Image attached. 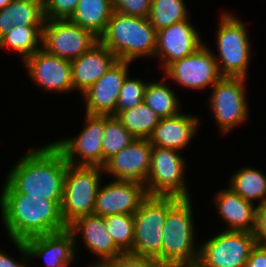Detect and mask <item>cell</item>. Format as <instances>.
<instances>
[{
    "label": "cell",
    "instance_id": "cell-1",
    "mask_svg": "<svg viewBox=\"0 0 266 267\" xmlns=\"http://www.w3.org/2000/svg\"><path fill=\"white\" fill-rule=\"evenodd\" d=\"M67 166L52 143L32 148L9 170L1 193L42 197L61 206Z\"/></svg>",
    "mask_w": 266,
    "mask_h": 267
},
{
    "label": "cell",
    "instance_id": "cell-2",
    "mask_svg": "<svg viewBox=\"0 0 266 267\" xmlns=\"http://www.w3.org/2000/svg\"><path fill=\"white\" fill-rule=\"evenodd\" d=\"M2 224L9 239L25 241L67 229L60 206L52 200L21 193L0 194Z\"/></svg>",
    "mask_w": 266,
    "mask_h": 267
},
{
    "label": "cell",
    "instance_id": "cell-3",
    "mask_svg": "<svg viewBox=\"0 0 266 267\" xmlns=\"http://www.w3.org/2000/svg\"><path fill=\"white\" fill-rule=\"evenodd\" d=\"M191 198L168 196V212L163 227L161 265L195 264L199 260Z\"/></svg>",
    "mask_w": 266,
    "mask_h": 267
},
{
    "label": "cell",
    "instance_id": "cell-4",
    "mask_svg": "<svg viewBox=\"0 0 266 267\" xmlns=\"http://www.w3.org/2000/svg\"><path fill=\"white\" fill-rule=\"evenodd\" d=\"M157 31L148 18L127 16L113 11L99 42L120 61L133 62L146 56L154 57Z\"/></svg>",
    "mask_w": 266,
    "mask_h": 267
},
{
    "label": "cell",
    "instance_id": "cell-5",
    "mask_svg": "<svg viewBox=\"0 0 266 267\" xmlns=\"http://www.w3.org/2000/svg\"><path fill=\"white\" fill-rule=\"evenodd\" d=\"M217 27V61L222 77L248 78L251 59V42L246 24L232 12H223Z\"/></svg>",
    "mask_w": 266,
    "mask_h": 267
},
{
    "label": "cell",
    "instance_id": "cell-6",
    "mask_svg": "<svg viewBox=\"0 0 266 267\" xmlns=\"http://www.w3.org/2000/svg\"><path fill=\"white\" fill-rule=\"evenodd\" d=\"M103 173V167L68 164L60 206L61 217L66 226L81 216L94 214Z\"/></svg>",
    "mask_w": 266,
    "mask_h": 267
},
{
    "label": "cell",
    "instance_id": "cell-7",
    "mask_svg": "<svg viewBox=\"0 0 266 267\" xmlns=\"http://www.w3.org/2000/svg\"><path fill=\"white\" fill-rule=\"evenodd\" d=\"M168 212V196H148L133 214L134 240L129 252L155 259L161 264L163 227Z\"/></svg>",
    "mask_w": 266,
    "mask_h": 267
},
{
    "label": "cell",
    "instance_id": "cell-8",
    "mask_svg": "<svg viewBox=\"0 0 266 267\" xmlns=\"http://www.w3.org/2000/svg\"><path fill=\"white\" fill-rule=\"evenodd\" d=\"M178 150L152 146L145 187L149 196L190 198L185 175L186 161Z\"/></svg>",
    "mask_w": 266,
    "mask_h": 267
},
{
    "label": "cell",
    "instance_id": "cell-9",
    "mask_svg": "<svg viewBox=\"0 0 266 267\" xmlns=\"http://www.w3.org/2000/svg\"><path fill=\"white\" fill-rule=\"evenodd\" d=\"M246 83L243 77H221L211 87L208 104L222 135L248 120Z\"/></svg>",
    "mask_w": 266,
    "mask_h": 267
},
{
    "label": "cell",
    "instance_id": "cell-10",
    "mask_svg": "<svg viewBox=\"0 0 266 267\" xmlns=\"http://www.w3.org/2000/svg\"><path fill=\"white\" fill-rule=\"evenodd\" d=\"M256 238L251 232L220 231L199 245L201 267H246Z\"/></svg>",
    "mask_w": 266,
    "mask_h": 267
},
{
    "label": "cell",
    "instance_id": "cell-11",
    "mask_svg": "<svg viewBox=\"0 0 266 267\" xmlns=\"http://www.w3.org/2000/svg\"><path fill=\"white\" fill-rule=\"evenodd\" d=\"M84 120V125H86L77 136L60 138L52 144L70 165L102 167L105 115L85 113Z\"/></svg>",
    "mask_w": 266,
    "mask_h": 267
},
{
    "label": "cell",
    "instance_id": "cell-12",
    "mask_svg": "<svg viewBox=\"0 0 266 267\" xmlns=\"http://www.w3.org/2000/svg\"><path fill=\"white\" fill-rule=\"evenodd\" d=\"M99 42L91 31L69 19L45 20L42 29V49L59 58L72 61Z\"/></svg>",
    "mask_w": 266,
    "mask_h": 267
},
{
    "label": "cell",
    "instance_id": "cell-13",
    "mask_svg": "<svg viewBox=\"0 0 266 267\" xmlns=\"http://www.w3.org/2000/svg\"><path fill=\"white\" fill-rule=\"evenodd\" d=\"M162 72L165 78L189 90L212 87L222 76L214 52L206 42L194 53L169 64Z\"/></svg>",
    "mask_w": 266,
    "mask_h": 267
},
{
    "label": "cell",
    "instance_id": "cell-14",
    "mask_svg": "<svg viewBox=\"0 0 266 267\" xmlns=\"http://www.w3.org/2000/svg\"><path fill=\"white\" fill-rule=\"evenodd\" d=\"M28 76L32 81L53 93H69L74 91L71 75V62L47 53L44 49L37 50L24 62Z\"/></svg>",
    "mask_w": 266,
    "mask_h": 267
},
{
    "label": "cell",
    "instance_id": "cell-15",
    "mask_svg": "<svg viewBox=\"0 0 266 267\" xmlns=\"http://www.w3.org/2000/svg\"><path fill=\"white\" fill-rule=\"evenodd\" d=\"M148 196L142 183L113 179L106 185H100L94 214L102 217L116 214L133 215Z\"/></svg>",
    "mask_w": 266,
    "mask_h": 267
},
{
    "label": "cell",
    "instance_id": "cell-16",
    "mask_svg": "<svg viewBox=\"0 0 266 267\" xmlns=\"http://www.w3.org/2000/svg\"><path fill=\"white\" fill-rule=\"evenodd\" d=\"M130 61L118 60L83 94L88 115H113L119 99L120 89L125 78L130 74Z\"/></svg>",
    "mask_w": 266,
    "mask_h": 267
},
{
    "label": "cell",
    "instance_id": "cell-17",
    "mask_svg": "<svg viewBox=\"0 0 266 267\" xmlns=\"http://www.w3.org/2000/svg\"><path fill=\"white\" fill-rule=\"evenodd\" d=\"M152 146L148 139H136L108 159L103 172L114 180L146 184L151 165Z\"/></svg>",
    "mask_w": 266,
    "mask_h": 267
},
{
    "label": "cell",
    "instance_id": "cell-18",
    "mask_svg": "<svg viewBox=\"0 0 266 267\" xmlns=\"http://www.w3.org/2000/svg\"><path fill=\"white\" fill-rule=\"evenodd\" d=\"M190 19L157 31L155 58L161 60L162 70L172 62L194 53L204 44Z\"/></svg>",
    "mask_w": 266,
    "mask_h": 267
},
{
    "label": "cell",
    "instance_id": "cell-19",
    "mask_svg": "<svg viewBox=\"0 0 266 267\" xmlns=\"http://www.w3.org/2000/svg\"><path fill=\"white\" fill-rule=\"evenodd\" d=\"M67 229L75 239V249L78 252V235L81 237L85 248L95 256L94 262H109L123 252L115 245L111 235L106 230L104 217L95 214L77 218Z\"/></svg>",
    "mask_w": 266,
    "mask_h": 267
},
{
    "label": "cell",
    "instance_id": "cell-20",
    "mask_svg": "<svg viewBox=\"0 0 266 267\" xmlns=\"http://www.w3.org/2000/svg\"><path fill=\"white\" fill-rule=\"evenodd\" d=\"M29 258L42 259L46 267H69L77 258L75 239L66 229L24 241Z\"/></svg>",
    "mask_w": 266,
    "mask_h": 267
},
{
    "label": "cell",
    "instance_id": "cell-21",
    "mask_svg": "<svg viewBox=\"0 0 266 267\" xmlns=\"http://www.w3.org/2000/svg\"><path fill=\"white\" fill-rule=\"evenodd\" d=\"M199 116L184 114L161 118L148 139L151 146L183 151L200 126Z\"/></svg>",
    "mask_w": 266,
    "mask_h": 267
},
{
    "label": "cell",
    "instance_id": "cell-22",
    "mask_svg": "<svg viewBox=\"0 0 266 267\" xmlns=\"http://www.w3.org/2000/svg\"><path fill=\"white\" fill-rule=\"evenodd\" d=\"M117 57L100 42L89 51L83 53L71 62V75L74 90L83 94L116 62Z\"/></svg>",
    "mask_w": 266,
    "mask_h": 267
},
{
    "label": "cell",
    "instance_id": "cell-23",
    "mask_svg": "<svg viewBox=\"0 0 266 267\" xmlns=\"http://www.w3.org/2000/svg\"><path fill=\"white\" fill-rule=\"evenodd\" d=\"M214 196V204L225 222L224 231L251 232L255 228L257 206L243 199L231 188L217 191Z\"/></svg>",
    "mask_w": 266,
    "mask_h": 267
},
{
    "label": "cell",
    "instance_id": "cell-24",
    "mask_svg": "<svg viewBox=\"0 0 266 267\" xmlns=\"http://www.w3.org/2000/svg\"><path fill=\"white\" fill-rule=\"evenodd\" d=\"M43 0H13L0 10V39L13 26H44Z\"/></svg>",
    "mask_w": 266,
    "mask_h": 267
},
{
    "label": "cell",
    "instance_id": "cell-25",
    "mask_svg": "<svg viewBox=\"0 0 266 267\" xmlns=\"http://www.w3.org/2000/svg\"><path fill=\"white\" fill-rule=\"evenodd\" d=\"M112 13L113 0H79L69 20L99 38L105 32Z\"/></svg>",
    "mask_w": 266,
    "mask_h": 267
},
{
    "label": "cell",
    "instance_id": "cell-26",
    "mask_svg": "<svg viewBox=\"0 0 266 267\" xmlns=\"http://www.w3.org/2000/svg\"><path fill=\"white\" fill-rule=\"evenodd\" d=\"M229 188L243 199L255 204L266 202V173L253 167H242L229 179Z\"/></svg>",
    "mask_w": 266,
    "mask_h": 267
},
{
    "label": "cell",
    "instance_id": "cell-27",
    "mask_svg": "<svg viewBox=\"0 0 266 267\" xmlns=\"http://www.w3.org/2000/svg\"><path fill=\"white\" fill-rule=\"evenodd\" d=\"M166 80L167 78L162 77L160 81L148 82L143 99L160 118L174 116L182 111L180 97L170 88L169 83L165 84Z\"/></svg>",
    "mask_w": 266,
    "mask_h": 267
},
{
    "label": "cell",
    "instance_id": "cell-28",
    "mask_svg": "<svg viewBox=\"0 0 266 267\" xmlns=\"http://www.w3.org/2000/svg\"><path fill=\"white\" fill-rule=\"evenodd\" d=\"M44 26H13L0 39V49L11 48L24 62L42 48V29Z\"/></svg>",
    "mask_w": 266,
    "mask_h": 267
},
{
    "label": "cell",
    "instance_id": "cell-29",
    "mask_svg": "<svg viewBox=\"0 0 266 267\" xmlns=\"http://www.w3.org/2000/svg\"><path fill=\"white\" fill-rule=\"evenodd\" d=\"M116 117L136 139H149L161 119L144 101Z\"/></svg>",
    "mask_w": 266,
    "mask_h": 267
},
{
    "label": "cell",
    "instance_id": "cell-30",
    "mask_svg": "<svg viewBox=\"0 0 266 267\" xmlns=\"http://www.w3.org/2000/svg\"><path fill=\"white\" fill-rule=\"evenodd\" d=\"M185 0H152L150 24L159 31L172 24L188 19V11Z\"/></svg>",
    "mask_w": 266,
    "mask_h": 267
},
{
    "label": "cell",
    "instance_id": "cell-31",
    "mask_svg": "<svg viewBox=\"0 0 266 267\" xmlns=\"http://www.w3.org/2000/svg\"><path fill=\"white\" fill-rule=\"evenodd\" d=\"M134 140H136V138L124 128L117 117L105 115L102 167L108 159L127 147Z\"/></svg>",
    "mask_w": 266,
    "mask_h": 267
},
{
    "label": "cell",
    "instance_id": "cell-32",
    "mask_svg": "<svg viewBox=\"0 0 266 267\" xmlns=\"http://www.w3.org/2000/svg\"><path fill=\"white\" fill-rule=\"evenodd\" d=\"M106 230L115 245L123 252H130L134 240V217L127 214L108 215L104 217Z\"/></svg>",
    "mask_w": 266,
    "mask_h": 267
},
{
    "label": "cell",
    "instance_id": "cell-33",
    "mask_svg": "<svg viewBox=\"0 0 266 267\" xmlns=\"http://www.w3.org/2000/svg\"><path fill=\"white\" fill-rule=\"evenodd\" d=\"M148 83L138 78H131L129 75L125 78L120 89L119 99L116 105V111L112 115L116 117L120 112L129 110L143 102L145 89Z\"/></svg>",
    "mask_w": 266,
    "mask_h": 267
},
{
    "label": "cell",
    "instance_id": "cell-34",
    "mask_svg": "<svg viewBox=\"0 0 266 267\" xmlns=\"http://www.w3.org/2000/svg\"><path fill=\"white\" fill-rule=\"evenodd\" d=\"M79 0H43L46 20L70 19L74 14Z\"/></svg>",
    "mask_w": 266,
    "mask_h": 267
},
{
    "label": "cell",
    "instance_id": "cell-35",
    "mask_svg": "<svg viewBox=\"0 0 266 267\" xmlns=\"http://www.w3.org/2000/svg\"><path fill=\"white\" fill-rule=\"evenodd\" d=\"M152 0H113V11L141 18H148Z\"/></svg>",
    "mask_w": 266,
    "mask_h": 267
},
{
    "label": "cell",
    "instance_id": "cell-36",
    "mask_svg": "<svg viewBox=\"0 0 266 267\" xmlns=\"http://www.w3.org/2000/svg\"><path fill=\"white\" fill-rule=\"evenodd\" d=\"M109 263L113 267H163L153 258L138 256L129 252L117 255Z\"/></svg>",
    "mask_w": 266,
    "mask_h": 267
},
{
    "label": "cell",
    "instance_id": "cell-37",
    "mask_svg": "<svg viewBox=\"0 0 266 267\" xmlns=\"http://www.w3.org/2000/svg\"><path fill=\"white\" fill-rule=\"evenodd\" d=\"M11 242L15 245L14 247L19 251V253L22 255L19 260H15L12 255L5 254L0 249V267H28V263L25 262L27 260H30L28 256V251L25 246L24 241H17V240H11ZM22 259V260H21Z\"/></svg>",
    "mask_w": 266,
    "mask_h": 267
},
{
    "label": "cell",
    "instance_id": "cell-38",
    "mask_svg": "<svg viewBox=\"0 0 266 267\" xmlns=\"http://www.w3.org/2000/svg\"><path fill=\"white\" fill-rule=\"evenodd\" d=\"M253 234L259 245H266V202L256 208L255 228Z\"/></svg>",
    "mask_w": 266,
    "mask_h": 267
},
{
    "label": "cell",
    "instance_id": "cell-39",
    "mask_svg": "<svg viewBox=\"0 0 266 267\" xmlns=\"http://www.w3.org/2000/svg\"><path fill=\"white\" fill-rule=\"evenodd\" d=\"M246 267H266V245L256 244L246 262Z\"/></svg>",
    "mask_w": 266,
    "mask_h": 267
},
{
    "label": "cell",
    "instance_id": "cell-40",
    "mask_svg": "<svg viewBox=\"0 0 266 267\" xmlns=\"http://www.w3.org/2000/svg\"><path fill=\"white\" fill-rule=\"evenodd\" d=\"M88 267H113L109 262H92Z\"/></svg>",
    "mask_w": 266,
    "mask_h": 267
},
{
    "label": "cell",
    "instance_id": "cell-41",
    "mask_svg": "<svg viewBox=\"0 0 266 267\" xmlns=\"http://www.w3.org/2000/svg\"><path fill=\"white\" fill-rule=\"evenodd\" d=\"M13 0H0V10L10 4Z\"/></svg>",
    "mask_w": 266,
    "mask_h": 267
},
{
    "label": "cell",
    "instance_id": "cell-42",
    "mask_svg": "<svg viewBox=\"0 0 266 267\" xmlns=\"http://www.w3.org/2000/svg\"><path fill=\"white\" fill-rule=\"evenodd\" d=\"M170 267H201L198 263L195 264H185V265H174Z\"/></svg>",
    "mask_w": 266,
    "mask_h": 267
}]
</instances>
